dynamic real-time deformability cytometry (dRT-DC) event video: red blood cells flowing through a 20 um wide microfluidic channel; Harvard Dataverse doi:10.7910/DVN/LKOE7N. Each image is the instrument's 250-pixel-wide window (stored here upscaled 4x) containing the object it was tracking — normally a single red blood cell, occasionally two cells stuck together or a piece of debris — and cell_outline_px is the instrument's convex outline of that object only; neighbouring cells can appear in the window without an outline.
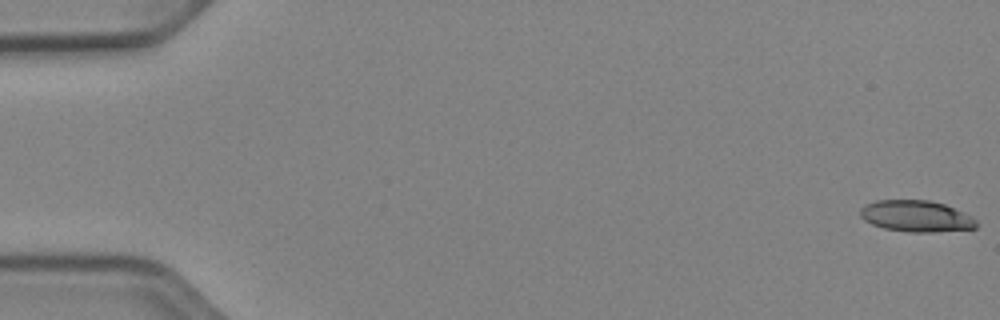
{"species": "Egyptian fruit bat (a non-hibernating species)", "species_latin": "Rousettus aegyptiacus", "temperature_condition": "cold", "stored_images_in_passage": 9, "camera_frame_rate_fps": 3000, "um_per_image_px": 0.085, "animal": {"sex": "female"}, "frame": {"image": 1, "passage_image": 1, "time_ms": 0.0, "image_size_px": [1000, 320], "cell_outline_px": [[976, 228], [936, 232], [908, 232], [884, 228], [872, 224], [864, 220], [860, 216], [860, 208], [864, 204], [876, 200], [928, 200], [944, 204], [964, 212], [972, 216], [976, 220]], "centroid_in_image_um": [77.86, 18.37], "position_along_channel_um": 7.1, "area_um2": 21.33}}